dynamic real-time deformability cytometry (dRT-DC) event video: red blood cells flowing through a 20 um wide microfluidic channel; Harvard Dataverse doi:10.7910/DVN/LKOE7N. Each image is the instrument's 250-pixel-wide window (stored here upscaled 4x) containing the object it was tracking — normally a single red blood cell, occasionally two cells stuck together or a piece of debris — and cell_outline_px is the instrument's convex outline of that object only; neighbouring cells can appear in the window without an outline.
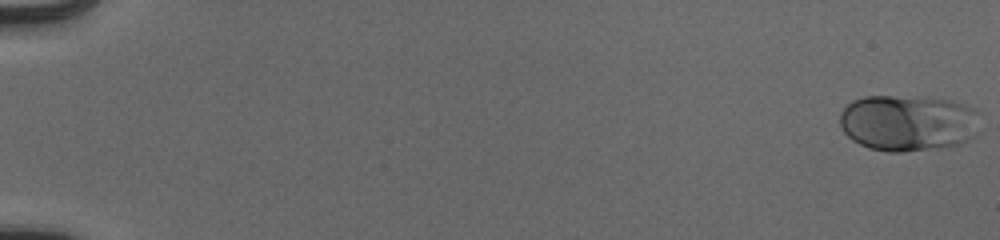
{"species": "human", "species_latin": "Homo sapiens", "temperature_condition": "cold", "stored_images_in_passage": 54, "camera_frame_rate_fps": 3000, "um_per_image_px": 0.085, "donor": {"sex": "male"}, "frame": {"image": 1, "passage_image": 1, "time_ms": 0.0, "image_size_px": [1000, 240], "cell_outline_px": [[980, 132], [976, 136], [960, 144], [948, 148], [904, 152], [888, 152], [868, 148], [852, 140], [844, 132], [840, 124], [840, 112], [852, 100], [864, 96], [924, 96], [948, 100], [964, 104], [980, 112]], "centroid_in_image_um": [77.25, 10.45], "position_along_channel_um": 7.8, "area_um2": 47.28}}
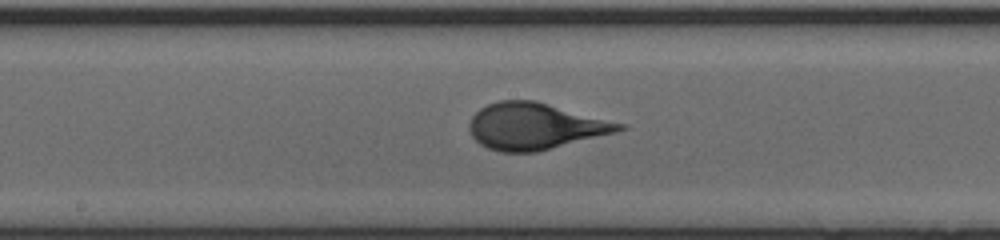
{"frame": {"image": 2, "passage_image": 31, "time_ms": 10.0, "image_size_px": [1000, 240], "cell_outline_px": [[628, 128], [616, 132], [536, 152], [500, 152], [488, 148], [480, 144], [472, 136], [468, 128], [468, 124], [472, 116], [480, 108], [488, 104], [500, 100], [536, 100], [624, 124]], "centroid_in_image_um": [45.45, 10.72], "position_along_channel_um": 202.8, "area_um2": 40.46}}
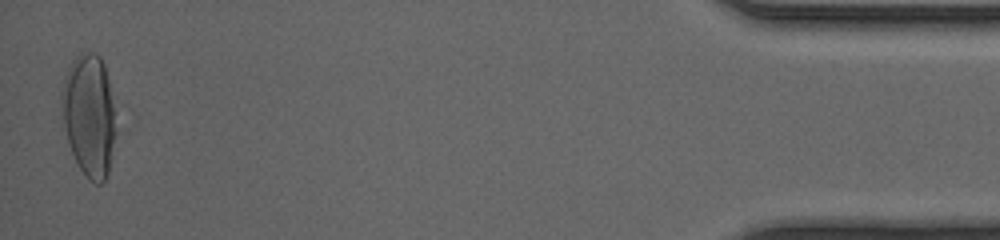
{"frame": {"image": 3, "passage_image": 54, "time_ms": 17.667, "image_size_px": [1000, 240], "cell_outline_px": [[116, 132], [108, 172], [104, 180], [100, 184], [96, 184], [88, 180], [80, 168], [68, 144], [64, 124], [60, 100], [60, 92], [64, 76], [68, 64], [80, 52], [96, 52], [100, 56], [104, 64], [108, 80], [112, 104]], "centroid_in_image_um": [7.54, 9.76], "position_along_channel_um": 427.7, "area_um2": 38.73}, "authors_computed_cell_mechanics": {"area_um2": 40.0843, "velocity_mm_per_s": 3.9233, "shape_relaxation_time_tau1_ms": 4.01, "shape_relaxation_time_tau2_ms": null, "deformation_change_tau1": 0.1918, "deformation_change_tau2": null}}